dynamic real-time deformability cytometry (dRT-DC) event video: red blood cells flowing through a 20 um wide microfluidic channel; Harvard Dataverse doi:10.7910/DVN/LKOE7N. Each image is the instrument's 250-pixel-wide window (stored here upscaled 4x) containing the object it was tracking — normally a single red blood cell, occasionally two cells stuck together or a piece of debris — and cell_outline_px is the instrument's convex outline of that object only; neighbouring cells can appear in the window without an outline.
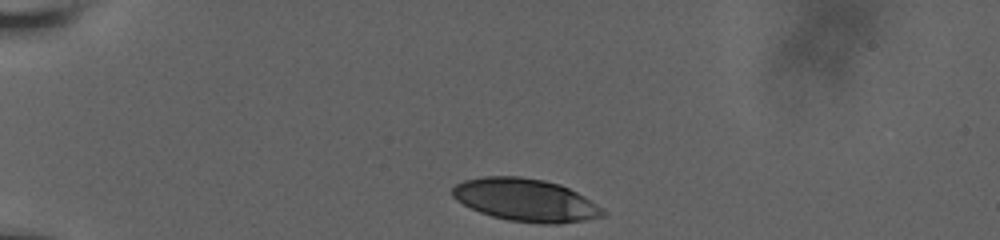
{"species": "human", "species_latin": "Homo sapiens", "temperature_condition": "room temperature", "stored_images_in_passage": 4, "camera_frame_rate_fps": 3000, "um_per_image_px": 0.085, "donor": {"sex": "male"}, "frame": {"image": 1, "passage_image": 1, "time_ms": 0.0, "image_size_px": [1000, 240], "cell_outline_px": [[604, 216], [584, 220], [560, 224], [540, 224], [508, 220], [492, 216], [480, 212], [456, 200], [452, 196], [452, 188], [456, 184], [464, 180], [484, 176], [520, 176], [544, 180], [560, 184], [584, 196], [596, 204], [604, 212]], "centroid_in_image_um": [44.65, 17.0], "position_along_channel_um": 40.3, "area_um2": 37.28}}
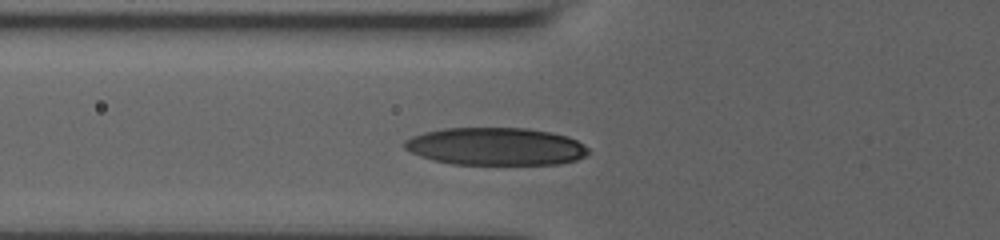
{"frame": {"image": 2, "passage_image": 4, "time_ms": 2.667, "image_size_px": [1000, 240], "cell_outline_px": [[592, 152], [588, 156], [576, 160], [560, 164], [452, 164], [432, 160], [420, 156], [404, 148], [404, 140], [412, 136], [424, 132], [444, 128], [528, 128], [552, 132], [568, 136], [576, 140], [588, 148]], "centroid_in_image_um": [42.17, 12.45], "position_along_channel_um": 83.6, "area_um2": 40.63}}